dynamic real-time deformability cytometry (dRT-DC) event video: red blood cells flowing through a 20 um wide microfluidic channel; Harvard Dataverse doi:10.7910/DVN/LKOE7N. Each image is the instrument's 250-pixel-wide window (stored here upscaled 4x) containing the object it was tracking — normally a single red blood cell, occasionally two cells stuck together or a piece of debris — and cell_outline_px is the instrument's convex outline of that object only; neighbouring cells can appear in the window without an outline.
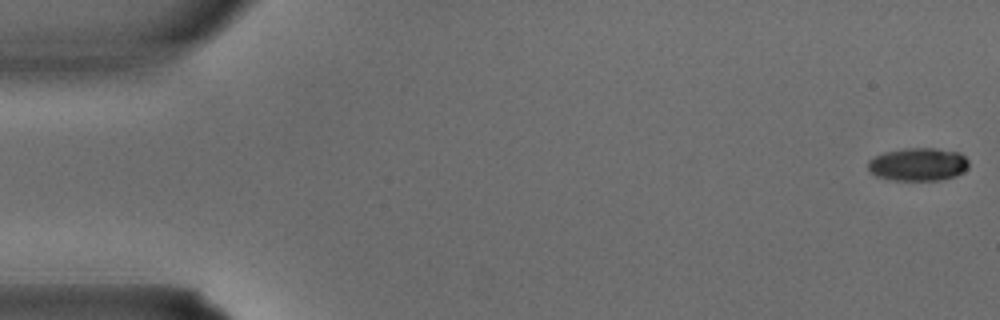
{"species": "common noctule bat (a hibernating species)", "species_latin": "Nyctalus noctula", "temperature_condition": "warm", "stored_images_in_passage": 3, "camera_frame_rate_fps": 3000, "um_per_image_px": 0.085, "animal": {"sex": "male", "body_mass_g": 15.6}, "frame": {"image": 1, "passage_image": 1, "time_ms": 0.0, "image_size_px": [1000, 320], "cell_outline_px": [[968, 168], [964, 172], [956, 176], [940, 180], [892, 180], [876, 176], [868, 168], [868, 160], [884, 152], [904, 148], [936, 148], [960, 152], [968, 160]], "centroid_in_image_um": [78.07, 13.96], "position_along_channel_um": 6.9, "area_um2": 19.54}}
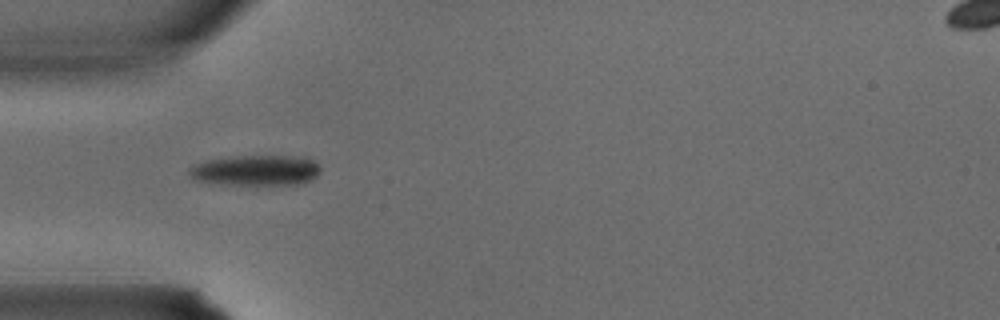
{"frame": {"image": 2, "passage_image": 3, "time_ms": 0.667, "image_size_px": [1000, 320], "cell_outline_px": [[320, 172], [312, 180], [300, 184], [232, 184], [192, 180], [188, 172], [188, 168], [192, 164], [208, 160], [236, 156], [304, 156], [312, 160], [320, 168]], "centroid_in_image_um": [21.74, 14.47], "position_along_channel_um": 63.3, "area_um2": 23.29}}